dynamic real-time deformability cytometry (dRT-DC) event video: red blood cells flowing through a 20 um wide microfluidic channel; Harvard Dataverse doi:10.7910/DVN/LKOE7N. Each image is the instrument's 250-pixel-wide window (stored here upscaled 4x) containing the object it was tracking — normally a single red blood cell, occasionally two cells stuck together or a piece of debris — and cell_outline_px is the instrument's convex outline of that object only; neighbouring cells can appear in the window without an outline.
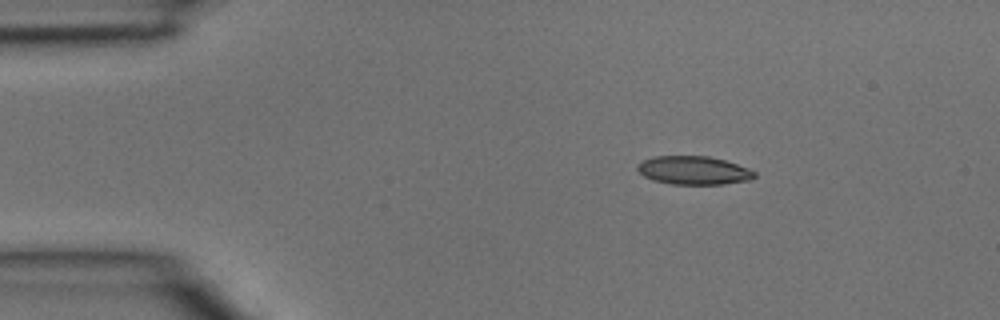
{"species": "common noctule bat (a hibernating species)", "species_latin": "Nyctalus noctula", "temperature_condition": "room temperature", "stored_images_in_passage": 2, "camera_frame_rate_fps": 3000, "um_per_image_px": 0.085, "animal": {"sex": "male", "body_mass_g": 15.6}, "frame": {"image": 1, "passage_image": 1, "time_ms": 0.0, "image_size_px": [1000, 320], "cell_outline_px": [[756, 176], [752, 180], [724, 184], [672, 184], [652, 180], [644, 176], [636, 168], [636, 164], [652, 156], [708, 156], [724, 160], [748, 168], [756, 172]], "centroid_in_image_um": [58.96, 14.48], "position_along_channel_um": 26.0, "area_um2": 19.48}}